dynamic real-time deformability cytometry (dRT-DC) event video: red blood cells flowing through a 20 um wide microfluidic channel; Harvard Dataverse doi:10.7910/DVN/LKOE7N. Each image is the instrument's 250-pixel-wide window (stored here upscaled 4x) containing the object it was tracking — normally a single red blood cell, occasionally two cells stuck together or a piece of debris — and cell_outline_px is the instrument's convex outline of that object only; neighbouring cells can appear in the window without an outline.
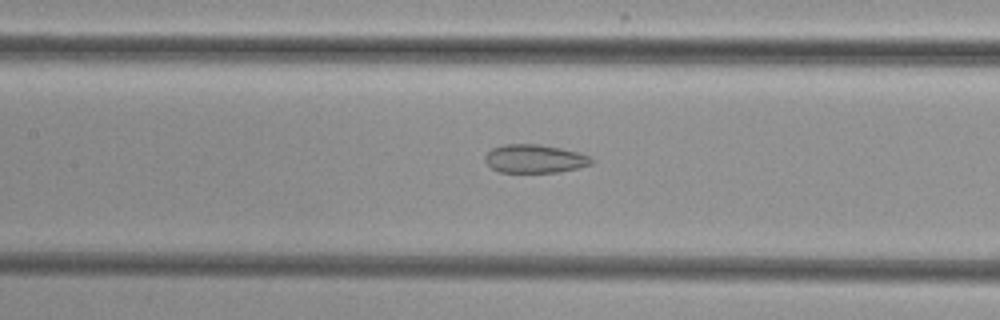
{"species": "common noctule bat (a hibernating species)", "species_latin": "Nyctalus noctula", "temperature_condition": "cold", "stored_images_in_passage": 42, "camera_frame_rate_fps": 3000, "um_per_image_px": 0.085, "animal": {"sex": "female", "body_mass_g": 29.2, "forearm_length_mm": 56.3}, "frame": {"image": 1, "passage_image": 14, "time_ms": 4.333, "image_size_px": [1000, 320], "cell_outline_px": [[596, 160], [592, 164], [580, 168], [560, 172], [500, 172], [492, 168], [484, 160], [484, 156], [492, 148], [504, 144], [540, 144], [580, 152]], "centroid_in_image_um": [45.49, 13.49], "position_along_channel_um": 161.9, "area_um2": 17.8}}
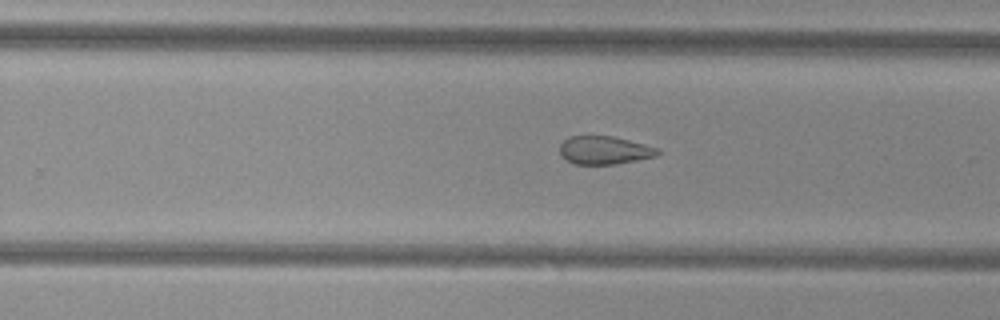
{"frame": {"image": 2, "passage_image": 23, "time_ms": 7.333, "image_size_px": [1000, 320], "cell_outline_px": [[660, 152], [656, 156], [616, 164], [572, 164], [560, 152], [560, 144], [568, 136], [612, 136], [660, 148]], "centroid_in_image_um": [51.38, 12.76], "position_along_channel_um": 278.4, "area_um2": 15.95}}
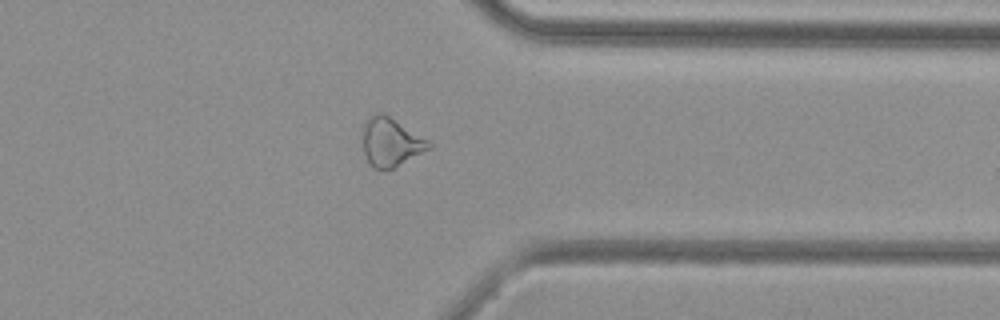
{"frame": {"image": 3, "passage_image": 31, "time_ms": 10.0, "image_size_px": [1000, 320], "cell_outline_px": [[432, 148], [392, 168], [372, 168], [364, 152], [360, 128], [368, 116], [376, 112], [384, 112], [428, 140], [432, 144]], "centroid_in_image_um": [33.17, 12.02], "position_along_channel_um": 378.2, "area_um2": 18.96}}